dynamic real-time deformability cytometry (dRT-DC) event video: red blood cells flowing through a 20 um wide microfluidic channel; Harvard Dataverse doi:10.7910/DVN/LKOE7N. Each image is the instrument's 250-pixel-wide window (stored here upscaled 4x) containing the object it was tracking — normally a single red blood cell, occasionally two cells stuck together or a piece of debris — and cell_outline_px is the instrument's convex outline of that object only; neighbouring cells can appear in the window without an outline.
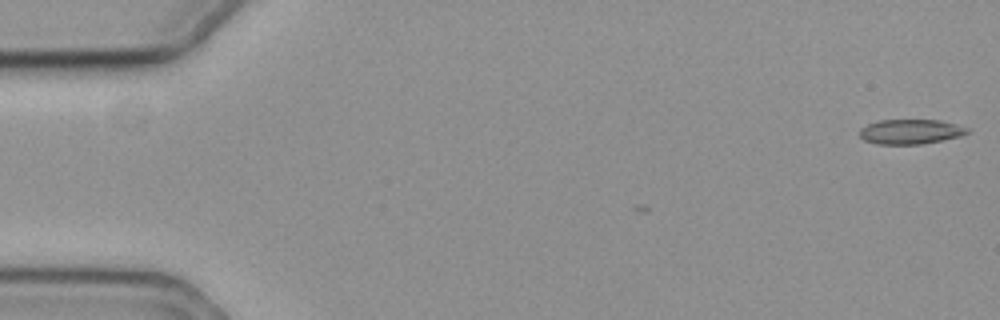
{"species": "common noctule bat (a hibernating species)", "species_latin": "Nyctalus noctula", "temperature_condition": "cold", "stored_images_in_passage": 50, "camera_frame_rate_fps": 3000, "um_per_image_px": 0.085, "animal": {"sex": "female", "body_mass_g": 19.3, "forearm_length_mm": 54.1}, "frame": {"image": 1, "passage_image": 1, "time_ms": 0.0, "image_size_px": [1000, 320], "cell_outline_px": [[968, 132], [956, 136], [940, 140], [920, 144], [880, 144], [864, 140], [860, 136], [860, 132], [868, 124], [880, 120], [936, 120], [952, 124]], "centroid_in_image_um": [77.27, 11.2], "position_along_channel_um": 7.7, "area_um2": 14.68}}
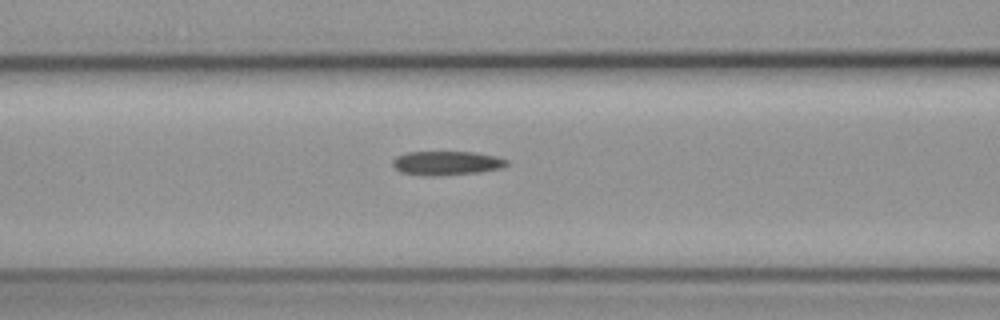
{"frame": {"image": 2, "passage_image": 24, "time_ms": 7.667, "image_size_px": [1000, 320], "cell_outline_px": [[508, 164], [500, 168], [476, 172], [404, 172], [396, 168], [392, 164], [392, 160], [396, 156], [408, 152], [472, 152], [492, 156], [508, 160]], "centroid_in_image_um": [37.99, 13.78], "position_along_channel_um": 128.6, "area_um2": 14.45}}
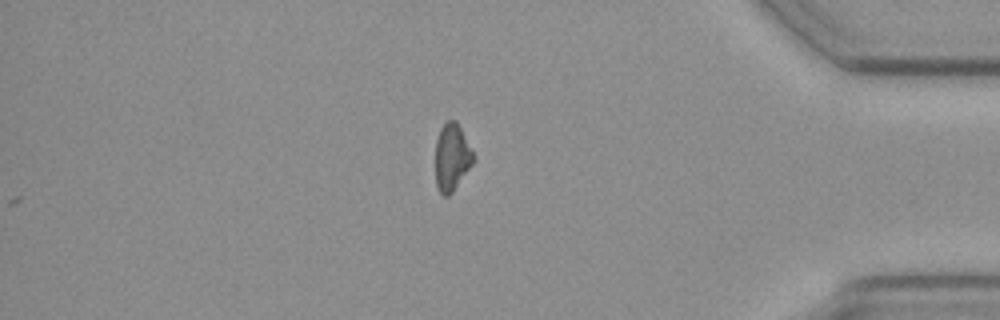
{"frame": {"image": 3, "passage_image": 50, "time_ms": 16.333, "image_size_px": [1000, 320], "cell_outline_px": [[476, 160], [452, 192], [448, 196], [444, 196], [440, 192], [436, 184], [436, 140], [440, 128], [448, 120], [456, 120]], "centroid_in_image_um": [38.4, 13.37], "position_along_channel_um": 396.8, "area_um2": 14.62}, "authors_computed_cell_mechanics": {"area_um2": 15.2881, "velocity_mm_per_s": 3.5081, "shape_relaxation_time_tau1_ms": 4.7317, "shape_relaxation_time_tau2_ms": 7.1937, "deformation_change_tau1": 0.133, "deformation_change_tau2": 0.1717}}